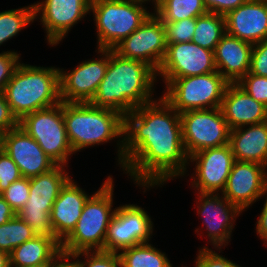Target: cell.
<instances>
[{"instance_id": "obj_29", "label": "cell", "mask_w": 267, "mask_h": 267, "mask_svg": "<svg viewBox=\"0 0 267 267\" xmlns=\"http://www.w3.org/2000/svg\"><path fill=\"white\" fill-rule=\"evenodd\" d=\"M35 21L34 5L0 12V46Z\"/></svg>"}, {"instance_id": "obj_1", "label": "cell", "mask_w": 267, "mask_h": 267, "mask_svg": "<svg viewBox=\"0 0 267 267\" xmlns=\"http://www.w3.org/2000/svg\"><path fill=\"white\" fill-rule=\"evenodd\" d=\"M188 161L180 114L162 96L124 116L121 168L143 192L186 176Z\"/></svg>"}, {"instance_id": "obj_30", "label": "cell", "mask_w": 267, "mask_h": 267, "mask_svg": "<svg viewBox=\"0 0 267 267\" xmlns=\"http://www.w3.org/2000/svg\"><path fill=\"white\" fill-rule=\"evenodd\" d=\"M36 234L21 218L15 215L7 223L0 225V250L8 254Z\"/></svg>"}, {"instance_id": "obj_34", "label": "cell", "mask_w": 267, "mask_h": 267, "mask_svg": "<svg viewBox=\"0 0 267 267\" xmlns=\"http://www.w3.org/2000/svg\"><path fill=\"white\" fill-rule=\"evenodd\" d=\"M236 84L253 99L267 107V77L248 72Z\"/></svg>"}, {"instance_id": "obj_31", "label": "cell", "mask_w": 267, "mask_h": 267, "mask_svg": "<svg viewBox=\"0 0 267 267\" xmlns=\"http://www.w3.org/2000/svg\"><path fill=\"white\" fill-rule=\"evenodd\" d=\"M81 256L84 260L79 259ZM64 259L71 267H121L119 254L104 250L80 251Z\"/></svg>"}, {"instance_id": "obj_23", "label": "cell", "mask_w": 267, "mask_h": 267, "mask_svg": "<svg viewBox=\"0 0 267 267\" xmlns=\"http://www.w3.org/2000/svg\"><path fill=\"white\" fill-rule=\"evenodd\" d=\"M252 49V44L226 33L214 50L216 70L229 83H237L250 71Z\"/></svg>"}, {"instance_id": "obj_18", "label": "cell", "mask_w": 267, "mask_h": 267, "mask_svg": "<svg viewBox=\"0 0 267 267\" xmlns=\"http://www.w3.org/2000/svg\"><path fill=\"white\" fill-rule=\"evenodd\" d=\"M266 169L259 163L235 160L221 195L246 211L267 190Z\"/></svg>"}, {"instance_id": "obj_11", "label": "cell", "mask_w": 267, "mask_h": 267, "mask_svg": "<svg viewBox=\"0 0 267 267\" xmlns=\"http://www.w3.org/2000/svg\"><path fill=\"white\" fill-rule=\"evenodd\" d=\"M153 221L142 206L125 204L116 211L107 229L104 251L119 253L137 244L149 242Z\"/></svg>"}, {"instance_id": "obj_17", "label": "cell", "mask_w": 267, "mask_h": 267, "mask_svg": "<svg viewBox=\"0 0 267 267\" xmlns=\"http://www.w3.org/2000/svg\"><path fill=\"white\" fill-rule=\"evenodd\" d=\"M199 194V195H198ZM197 214L203 217L210 244L220 251L231 240L235 220L242 211L220 193H198Z\"/></svg>"}, {"instance_id": "obj_12", "label": "cell", "mask_w": 267, "mask_h": 267, "mask_svg": "<svg viewBox=\"0 0 267 267\" xmlns=\"http://www.w3.org/2000/svg\"><path fill=\"white\" fill-rule=\"evenodd\" d=\"M113 50L124 58L142 61L157 72L167 51L163 22L152 13L139 28L117 44Z\"/></svg>"}, {"instance_id": "obj_22", "label": "cell", "mask_w": 267, "mask_h": 267, "mask_svg": "<svg viewBox=\"0 0 267 267\" xmlns=\"http://www.w3.org/2000/svg\"><path fill=\"white\" fill-rule=\"evenodd\" d=\"M220 108L231 130L267 121V107L236 83L227 86Z\"/></svg>"}, {"instance_id": "obj_26", "label": "cell", "mask_w": 267, "mask_h": 267, "mask_svg": "<svg viewBox=\"0 0 267 267\" xmlns=\"http://www.w3.org/2000/svg\"><path fill=\"white\" fill-rule=\"evenodd\" d=\"M118 254L121 267H172L173 265L166 253L155 248L150 242L128 247Z\"/></svg>"}, {"instance_id": "obj_42", "label": "cell", "mask_w": 267, "mask_h": 267, "mask_svg": "<svg viewBox=\"0 0 267 267\" xmlns=\"http://www.w3.org/2000/svg\"><path fill=\"white\" fill-rule=\"evenodd\" d=\"M16 213L10 207V205L0 195V225L7 223L12 219Z\"/></svg>"}, {"instance_id": "obj_2", "label": "cell", "mask_w": 267, "mask_h": 267, "mask_svg": "<svg viewBox=\"0 0 267 267\" xmlns=\"http://www.w3.org/2000/svg\"><path fill=\"white\" fill-rule=\"evenodd\" d=\"M157 72L148 64L124 58L109 49V63L98 90L89 102L95 107L108 108L122 115L150 103Z\"/></svg>"}, {"instance_id": "obj_16", "label": "cell", "mask_w": 267, "mask_h": 267, "mask_svg": "<svg viewBox=\"0 0 267 267\" xmlns=\"http://www.w3.org/2000/svg\"><path fill=\"white\" fill-rule=\"evenodd\" d=\"M195 162L191 174L192 188L196 193H222L235 162L229 144L203 149L189 157V164Z\"/></svg>"}, {"instance_id": "obj_37", "label": "cell", "mask_w": 267, "mask_h": 267, "mask_svg": "<svg viewBox=\"0 0 267 267\" xmlns=\"http://www.w3.org/2000/svg\"><path fill=\"white\" fill-rule=\"evenodd\" d=\"M20 55L11 50L0 53V93L4 92L6 84L20 64Z\"/></svg>"}, {"instance_id": "obj_45", "label": "cell", "mask_w": 267, "mask_h": 267, "mask_svg": "<svg viewBox=\"0 0 267 267\" xmlns=\"http://www.w3.org/2000/svg\"><path fill=\"white\" fill-rule=\"evenodd\" d=\"M2 148V133H0V149Z\"/></svg>"}, {"instance_id": "obj_24", "label": "cell", "mask_w": 267, "mask_h": 267, "mask_svg": "<svg viewBox=\"0 0 267 267\" xmlns=\"http://www.w3.org/2000/svg\"><path fill=\"white\" fill-rule=\"evenodd\" d=\"M10 267L56 266L62 259L61 244L54 238L36 235L9 253Z\"/></svg>"}, {"instance_id": "obj_13", "label": "cell", "mask_w": 267, "mask_h": 267, "mask_svg": "<svg viewBox=\"0 0 267 267\" xmlns=\"http://www.w3.org/2000/svg\"><path fill=\"white\" fill-rule=\"evenodd\" d=\"M96 51L100 58L85 60L70 72L59 69L62 102H90L93 99L109 63V49Z\"/></svg>"}, {"instance_id": "obj_9", "label": "cell", "mask_w": 267, "mask_h": 267, "mask_svg": "<svg viewBox=\"0 0 267 267\" xmlns=\"http://www.w3.org/2000/svg\"><path fill=\"white\" fill-rule=\"evenodd\" d=\"M19 126L57 165L68 167V159L74 152L67 138L62 101L24 116Z\"/></svg>"}, {"instance_id": "obj_27", "label": "cell", "mask_w": 267, "mask_h": 267, "mask_svg": "<svg viewBox=\"0 0 267 267\" xmlns=\"http://www.w3.org/2000/svg\"><path fill=\"white\" fill-rule=\"evenodd\" d=\"M154 14L162 22L197 18L208 13L203 0H155Z\"/></svg>"}, {"instance_id": "obj_20", "label": "cell", "mask_w": 267, "mask_h": 267, "mask_svg": "<svg viewBox=\"0 0 267 267\" xmlns=\"http://www.w3.org/2000/svg\"><path fill=\"white\" fill-rule=\"evenodd\" d=\"M226 33L252 45L267 40L266 0H247L225 16Z\"/></svg>"}, {"instance_id": "obj_6", "label": "cell", "mask_w": 267, "mask_h": 267, "mask_svg": "<svg viewBox=\"0 0 267 267\" xmlns=\"http://www.w3.org/2000/svg\"><path fill=\"white\" fill-rule=\"evenodd\" d=\"M148 0H91L90 12L96 24V49H114L152 14Z\"/></svg>"}, {"instance_id": "obj_15", "label": "cell", "mask_w": 267, "mask_h": 267, "mask_svg": "<svg viewBox=\"0 0 267 267\" xmlns=\"http://www.w3.org/2000/svg\"><path fill=\"white\" fill-rule=\"evenodd\" d=\"M90 4L91 0H42L33 3L35 19L40 16L47 43L53 47L63 41L69 30L91 13Z\"/></svg>"}, {"instance_id": "obj_40", "label": "cell", "mask_w": 267, "mask_h": 267, "mask_svg": "<svg viewBox=\"0 0 267 267\" xmlns=\"http://www.w3.org/2000/svg\"><path fill=\"white\" fill-rule=\"evenodd\" d=\"M247 0H203L208 12L226 16Z\"/></svg>"}, {"instance_id": "obj_3", "label": "cell", "mask_w": 267, "mask_h": 267, "mask_svg": "<svg viewBox=\"0 0 267 267\" xmlns=\"http://www.w3.org/2000/svg\"><path fill=\"white\" fill-rule=\"evenodd\" d=\"M63 117L74 153L119 138L116 141L117 162L120 168L123 166L124 115L112 109L95 107L89 102H63Z\"/></svg>"}, {"instance_id": "obj_5", "label": "cell", "mask_w": 267, "mask_h": 267, "mask_svg": "<svg viewBox=\"0 0 267 267\" xmlns=\"http://www.w3.org/2000/svg\"><path fill=\"white\" fill-rule=\"evenodd\" d=\"M114 181L108 176L82 209L72 233L61 243L63 259L80 251L104 250L107 229L116 211L113 208Z\"/></svg>"}, {"instance_id": "obj_7", "label": "cell", "mask_w": 267, "mask_h": 267, "mask_svg": "<svg viewBox=\"0 0 267 267\" xmlns=\"http://www.w3.org/2000/svg\"><path fill=\"white\" fill-rule=\"evenodd\" d=\"M64 165L30 178L29 198L16 215L26 222L36 235L54 237L50 212L61 189L71 179Z\"/></svg>"}, {"instance_id": "obj_25", "label": "cell", "mask_w": 267, "mask_h": 267, "mask_svg": "<svg viewBox=\"0 0 267 267\" xmlns=\"http://www.w3.org/2000/svg\"><path fill=\"white\" fill-rule=\"evenodd\" d=\"M229 145L235 160L267 167V121L232 129Z\"/></svg>"}, {"instance_id": "obj_44", "label": "cell", "mask_w": 267, "mask_h": 267, "mask_svg": "<svg viewBox=\"0 0 267 267\" xmlns=\"http://www.w3.org/2000/svg\"><path fill=\"white\" fill-rule=\"evenodd\" d=\"M55 267H71V265L65 259H62Z\"/></svg>"}, {"instance_id": "obj_43", "label": "cell", "mask_w": 267, "mask_h": 267, "mask_svg": "<svg viewBox=\"0 0 267 267\" xmlns=\"http://www.w3.org/2000/svg\"><path fill=\"white\" fill-rule=\"evenodd\" d=\"M0 267H10L9 254L0 250Z\"/></svg>"}, {"instance_id": "obj_28", "label": "cell", "mask_w": 267, "mask_h": 267, "mask_svg": "<svg viewBox=\"0 0 267 267\" xmlns=\"http://www.w3.org/2000/svg\"><path fill=\"white\" fill-rule=\"evenodd\" d=\"M225 34V16L208 12L196 18V27L191 42L214 51Z\"/></svg>"}, {"instance_id": "obj_19", "label": "cell", "mask_w": 267, "mask_h": 267, "mask_svg": "<svg viewBox=\"0 0 267 267\" xmlns=\"http://www.w3.org/2000/svg\"><path fill=\"white\" fill-rule=\"evenodd\" d=\"M2 149L17 164L21 176L25 178L46 173L57 165L20 126L2 134Z\"/></svg>"}, {"instance_id": "obj_36", "label": "cell", "mask_w": 267, "mask_h": 267, "mask_svg": "<svg viewBox=\"0 0 267 267\" xmlns=\"http://www.w3.org/2000/svg\"><path fill=\"white\" fill-rule=\"evenodd\" d=\"M194 267H241L236 265L231 260L221 256L220 253L215 252L212 248L208 246H203L202 249L199 248L198 254L195 260Z\"/></svg>"}, {"instance_id": "obj_32", "label": "cell", "mask_w": 267, "mask_h": 267, "mask_svg": "<svg viewBox=\"0 0 267 267\" xmlns=\"http://www.w3.org/2000/svg\"><path fill=\"white\" fill-rule=\"evenodd\" d=\"M168 44L190 42L196 27V18H186L175 22H163Z\"/></svg>"}, {"instance_id": "obj_41", "label": "cell", "mask_w": 267, "mask_h": 267, "mask_svg": "<svg viewBox=\"0 0 267 267\" xmlns=\"http://www.w3.org/2000/svg\"><path fill=\"white\" fill-rule=\"evenodd\" d=\"M267 190L263 193V196L266 195L265 202L262 208V211L260 213V216L258 217L259 219L256 222V226H255V230H256V234L258 237H260V239H262L264 241L263 244H265V246L267 245Z\"/></svg>"}, {"instance_id": "obj_14", "label": "cell", "mask_w": 267, "mask_h": 267, "mask_svg": "<svg viewBox=\"0 0 267 267\" xmlns=\"http://www.w3.org/2000/svg\"><path fill=\"white\" fill-rule=\"evenodd\" d=\"M214 51L195 43L168 44L164 60L157 71L164 86L174 78L204 75L215 72Z\"/></svg>"}, {"instance_id": "obj_35", "label": "cell", "mask_w": 267, "mask_h": 267, "mask_svg": "<svg viewBox=\"0 0 267 267\" xmlns=\"http://www.w3.org/2000/svg\"><path fill=\"white\" fill-rule=\"evenodd\" d=\"M21 173L17 164L12 158L0 149V194L5 191L11 183L21 178Z\"/></svg>"}, {"instance_id": "obj_10", "label": "cell", "mask_w": 267, "mask_h": 267, "mask_svg": "<svg viewBox=\"0 0 267 267\" xmlns=\"http://www.w3.org/2000/svg\"><path fill=\"white\" fill-rule=\"evenodd\" d=\"M185 151L191 155L229 144L231 129L220 107L189 110L180 114Z\"/></svg>"}, {"instance_id": "obj_33", "label": "cell", "mask_w": 267, "mask_h": 267, "mask_svg": "<svg viewBox=\"0 0 267 267\" xmlns=\"http://www.w3.org/2000/svg\"><path fill=\"white\" fill-rule=\"evenodd\" d=\"M30 178L21 177L14 181L0 195L10 205L15 213L20 211L29 198Z\"/></svg>"}, {"instance_id": "obj_39", "label": "cell", "mask_w": 267, "mask_h": 267, "mask_svg": "<svg viewBox=\"0 0 267 267\" xmlns=\"http://www.w3.org/2000/svg\"><path fill=\"white\" fill-rule=\"evenodd\" d=\"M18 126L19 121L11 111L4 93H0V133L4 134Z\"/></svg>"}, {"instance_id": "obj_21", "label": "cell", "mask_w": 267, "mask_h": 267, "mask_svg": "<svg viewBox=\"0 0 267 267\" xmlns=\"http://www.w3.org/2000/svg\"><path fill=\"white\" fill-rule=\"evenodd\" d=\"M89 195L72 178L61 189L50 212L55 239L61 244L75 229Z\"/></svg>"}, {"instance_id": "obj_8", "label": "cell", "mask_w": 267, "mask_h": 267, "mask_svg": "<svg viewBox=\"0 0 267 267\" xmlns=\"http://www.w3.org/2000/svg\"><path fill=\"white\" fill-rule=\"evenodd\" d=\"M230 83L218 72L174 78L162 97L179 113L221 107Z\"/></svg>"}, {"instance_id": "obj_38", "label": "cell", "mask_w": 267, "mask_h": 267, "mask_svg": "<svg viewBox=\"0 0 267 267\" xmlns=\"http://www.w3.org/2000/svg\"><path fill=\"white\" fill-rule=\"evenodd\" d=\"M249 72L267 77V40L253 45Z\"/></svg>"}, {"instance_id": "obj_4", "label": "cell", "mask_w": 267, "mask_h": 267, "mask_svg": "<svg viewBox=\"0 0 267 267\" xmlns=\"http://www.w3.org/2000/svg\"><path fill=\"white\" fill-rule=\"evenodd\" d=\"M59 69L20 62L3 92L18 121L61 102Z\"/></svg>"}]
</instances>
